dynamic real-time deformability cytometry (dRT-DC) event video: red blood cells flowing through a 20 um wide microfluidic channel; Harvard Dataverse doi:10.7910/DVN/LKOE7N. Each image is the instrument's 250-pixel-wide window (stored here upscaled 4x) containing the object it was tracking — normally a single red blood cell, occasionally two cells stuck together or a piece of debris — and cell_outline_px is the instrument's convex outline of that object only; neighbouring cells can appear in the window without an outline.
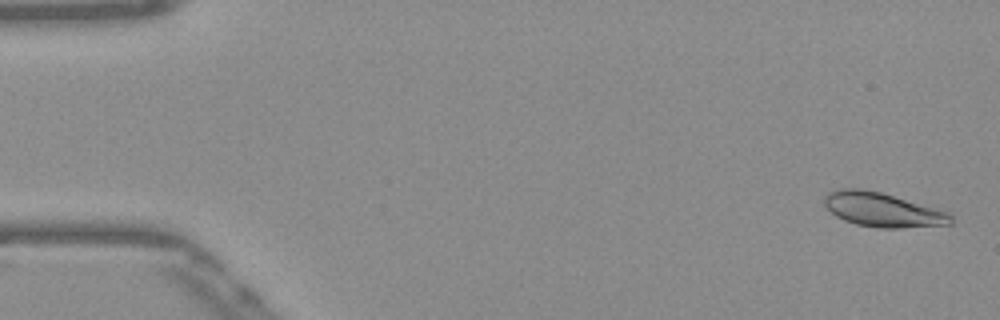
{"species": "Egyptian fruit bat (a non-hibernating species)", "species_latin": "Rousettus aegyptiacus", "temperature_condition": "warm", "stored_images_in_passage": 51, "camera_frame_rate_fps": 3000, "um_per_image_px": 0.085, "frame": {"image": 1, "passage_image": 1, "time_ms": 0.0, "image_size_px": [1000, 320], "cell_outline_px": [[952, 224], [900, 228], [880, 228], [856, 224], [844, 220], [836, 216], [824, 204], [824, 196], [828, 192], [840, 188], [860, 188], [880, 192], [948, 212], [952, 216]], "centroid_in_image_um": [74.99, 17.83], "position_along_channel_um": 10.0, "area_um2": 24.97}}
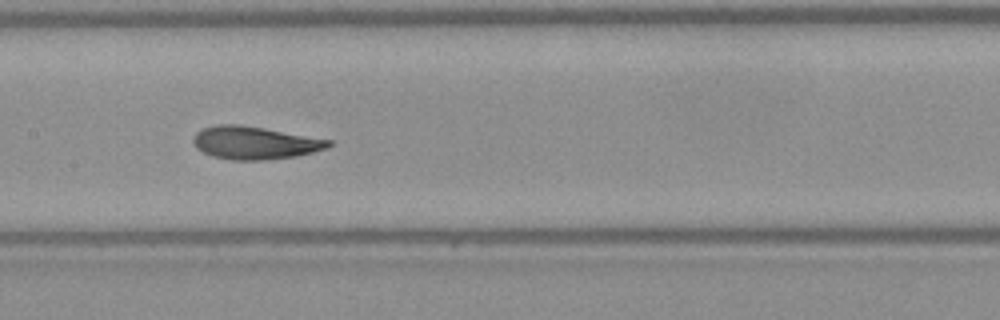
{"frame": {"image": 2, "passage_image": 25, "time_ms": 8.0, "image_size_px": [1000, 320], "cell_outline_px": [[332, 144], [328, 148], [296, 156], [264, 160], [232, 160], [212, 156], [196, 148], [192, 140], [192, 136], [196, 132], [204, 128], [216, 124], [240, 124], [264, 128], [332, 140]], "centroid_in_image_um": [21.63, 12.13], "position_along_channel_um": 185.8, "area_um2": 25.95}}
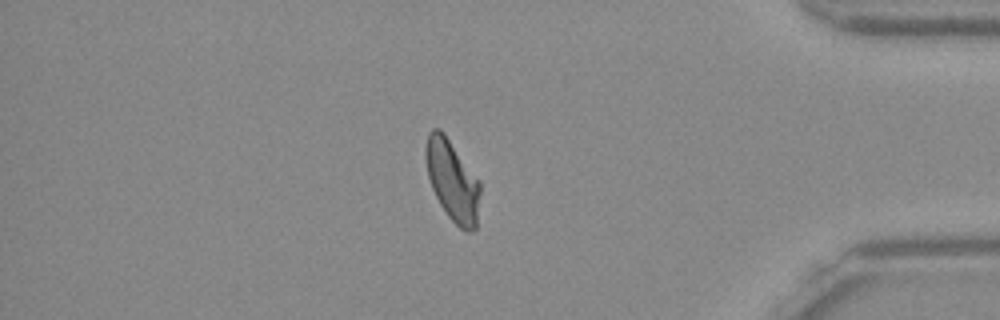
{"frame": {"image": 3, "passage_image": 44, "time_ms": 14.333, "image_size_px": [1000, 320], "cell_outline_px": [[480, 192], [476, 228], [472, 232], [464, 232], [448, 216], [440, 204], [432, 188], [428, 176], [424, 156], [424, 152], [428, 132], [432, 128], [440, 128], [444, 132], [480, 180]], "centroid_in_image_um": [38.45, 15.33], "position_along_channel_um": 396.8, "area_um2": 25.95}, "authors_computed_cell_mechanics": {"area_um2": 25.432, "velocity_mm_per_s": 3.8666, "shape_relaxation_time_tau1_ms": 3.5578, "shape_relaxation_time_tau2_ms": 1.4433, "deformation_change_tau1": 0.1397, "deformation_change_tau2": 0.069}}